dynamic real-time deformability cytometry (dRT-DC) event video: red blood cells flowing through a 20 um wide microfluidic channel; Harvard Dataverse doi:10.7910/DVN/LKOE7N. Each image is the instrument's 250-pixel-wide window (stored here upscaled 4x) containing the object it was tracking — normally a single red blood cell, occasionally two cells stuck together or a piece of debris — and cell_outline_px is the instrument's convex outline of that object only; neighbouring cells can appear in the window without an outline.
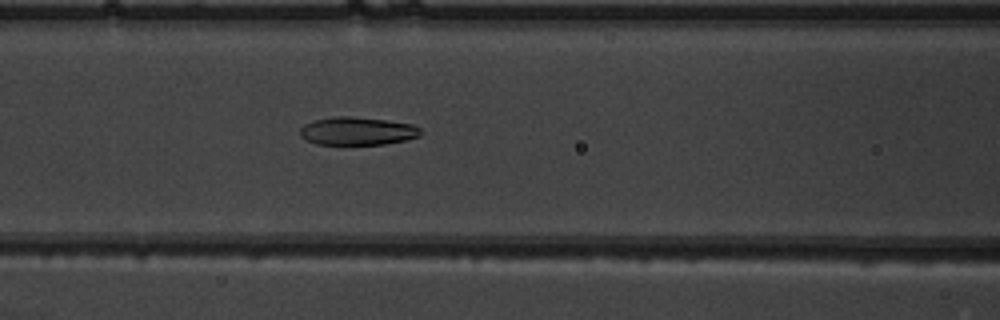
{"species": "common noctule bat (a hibernating species)", "species_latin": "Nyctalus noctula", "temperature_condition": "warm", "stored_images_in_passage": 52, "camera_frame_rate_fps": 3000, "um_per_image_px": 0.085, "animal": {"sex": "male", "body_mass_g": 19.5, "forearm_length_mm": 54.6}, "frame": {"image": 1, "passage_image": 23, "time_ms": 7.333, "image_size_px": [1000, 320], "cell_outline_px": [[420, 136], [408, 140], [384, 144], [316, 144], [300, 136], [300, 128], [304, 124], [312, 120], [332, 116], [352, 116], [388, 120], [412, 124], [420, 128]], "centroid_in_image_um": [30.37, 11.13], "position_along_channel_um": 136.2, "area_um2": 19.88}}
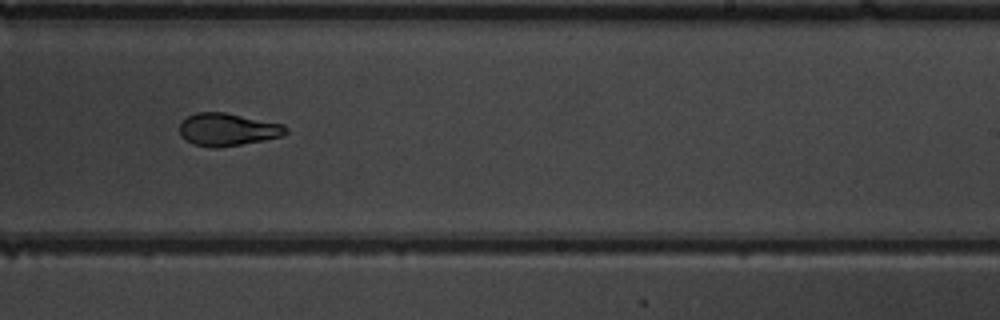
{"frame": {"image": 2, "passage_image": 33, "time_ms": 10.667, "image_size_px": [1000, 320], "cell_outline_px": [[288, 132], [284, 136], [264, 140], [216, 148], [192, 144], [184, 140], [180, 136], [180, 124], [188, 116], [196, 112], [224, 112], [284, 124], [288, 128]], "centroid_in_image_um": [19.36, 11.01], "position_along_channel_um": 269.6, "area_um2": 20.29}}
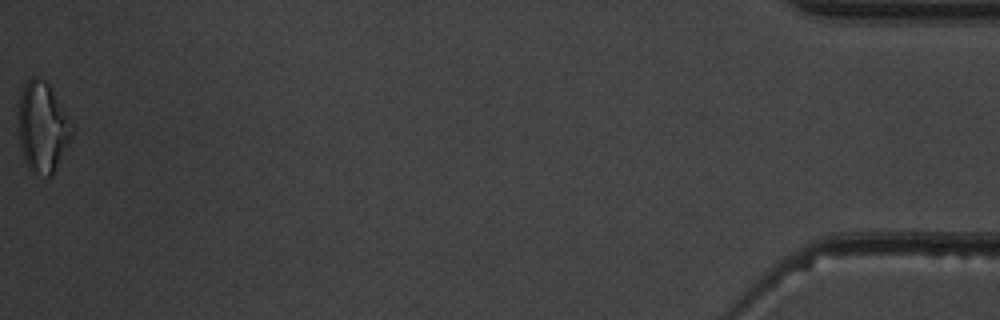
{"frame": {"image": 3, "passage_image": 52, "time_ms": 17.0, "image_size_px": [1000, 320], "cell_outline_px": [[72, 136], [52, 176], [48, 176], [32, 172], [28, 168], [24, 160], [20, 144], [16, 112], [20, 92], [24, 84], [32, 76], [36, 76], [44, 80], [48, 84], [72, 120]], "centroid_in_image_um": [3.58, 10.78], "position_along_channel_um": 431.6, "area_um2": 28.61}, "authors_computed_cell_mechanics": {"area_um2": 21.2415, "velocity_mm_per_s": 4.0181, "shape_relaxation_time_tau1_ms": 6.1061, "shape_relaxation_time_tau2_ms": 1.9494, "deformation_change_tau1": 0.1794, "deformation_change_tau2": 0.0907}}